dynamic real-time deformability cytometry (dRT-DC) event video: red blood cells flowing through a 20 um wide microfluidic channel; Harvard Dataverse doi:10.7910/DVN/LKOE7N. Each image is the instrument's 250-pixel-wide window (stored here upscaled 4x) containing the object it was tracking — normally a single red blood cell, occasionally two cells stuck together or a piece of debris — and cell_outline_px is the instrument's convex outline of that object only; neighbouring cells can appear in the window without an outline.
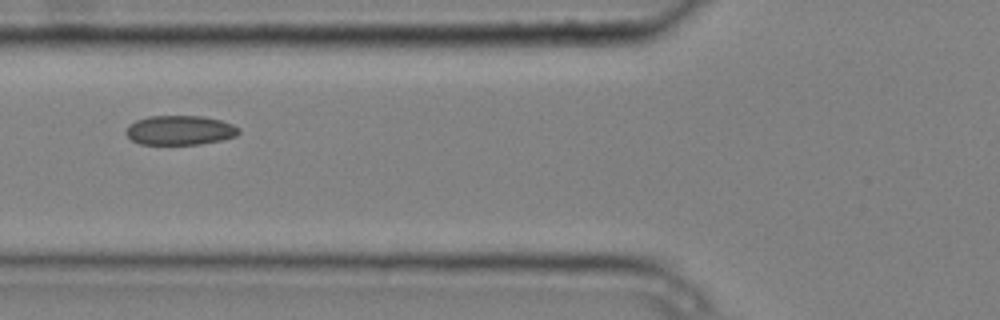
{"species": "common noctule bat (a hibernating species)", "species_latin": "Nyctalus noctula", "temperature_condition": "cold", "stored_images_in_passage": 10, "camera_frame_rate_fps": 3000, "um_per_image_px": 0.085, "animal": {"sex": "male", "body_mass_g": 20.4}, "frame": {"image": 1, "passage_image": 5, "time_ms": 1.333, "image_size_px": [1000, 320], "cell_outline_px": [[240, 132], [236, 136], [220, 140], [200, 144], [140, 144], [132, 140], [124, 132], [128, 124], [136, 120], [148, 116], [204, 116], [220, 120], [232, 124], [240, 128]], "centroid_in_image_um": [15.27, 11.06], "position_along_channel_um": 110.5, "area_um2": 19.42}}
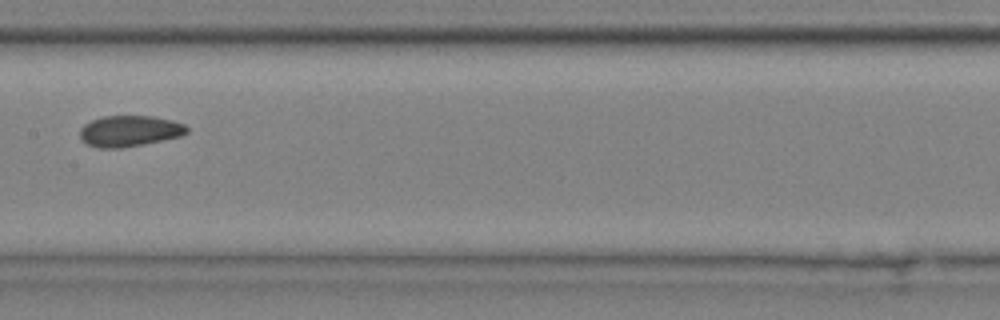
{"frame": {"image": 2, "passage_image": 7, "time_ms": 2.0, "image_size_px": [1000, 320], "cell_outline_px": [[188, 132], [180, 136], [120, 148], [100, 148], [88, 144], [80, 140], [80, 128], [84, 124], [92, 120], [104, 116], [152, 116], [172, 120], [184, 124], [188, 128]], "centroid_in_image_um": [10.98, 11.13], "position_along_channel_um": 196.4, "area_um2": 19.13}}
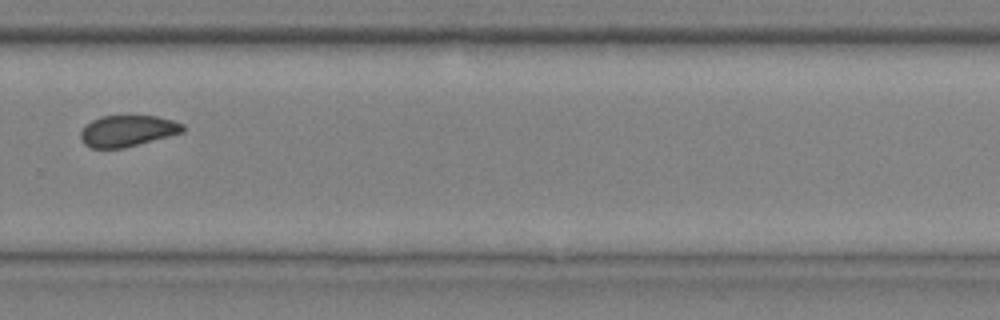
{"frame": {"image": 3, "passage_image": 10, "time_ms": 3.0, "image_size_px": [1000, 320], "cell_outline_px": [[184, 132], [124, 148], [92, 148], [84, 144], [80, 140], [80, 132], [84, 124], [100, 116], [156, 116], [172, 120], [184, 124]], "centroid_in_image_um": [10.8, 11.12], "position_along_channel_um": 319.0, "area_um2": 18.73}}